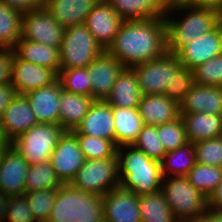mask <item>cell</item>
Wrapping results in <instances>:
<instances>
[{
  "label": "cell",
  "instance_id": "6da1fadb",
  "mask_svg": "<svg viewBox=\"0 0 222 222\" xmlns=\"http://www.w3.org/2000/svg\"><path fill=\"white\" fill-rule=\"evenodd\" d=\"M105 51L130 68L164 55L168 51L165 19L124 21Z\"/></svg>",
  "mask_w": 222,
  "mask_h": 222
},
{
  "label": "cell",
  "instance_id": "7a4b0ae2",
  "mask_svg": "<svg viewBox=\"0 0 222 222\" xmlns=\"http://www.w3.org/2000/svg\"><path fill=\"white\" fill-rule=\"evenodd\" d=\"M164 19L168 52L176 54L197 37L212 31L222 21V11L216 7L193 5L172 11Z\"/></svg>",
  "mask_w": 222,
  "mask_h": 222
},
{
  "label": "cell",
  "instance_id": "3957f363",
  "mask_svg": "<svg viewBox=\"0 0 222 222\" xmlns=\"http://www.w3.org/2000/svg\"><path fill=\"white\" fill-rule=\"evenodd\" d=\"M116 157L121 187L132 190L138 196L161 190V162L150 159L133 146L118 147Z\"/></svg>",
  "mask_w": 222,
  "mask_h": 222
},
{
  "label": "cell",
  "instance_id": "277c9868",
  "mask_svg": "<svg viewBox=\"0 0 222 222\" xmlns=\"http://www.w3.org/2000/svg\"><path fill=\"white\" fill-rule=\"evenodd\" d=\"M48 222H104L102 196L62 184Z\"/></svg>",
  "mask_w": 222,
  "mask_h": 222
},
{
  "label": "cell",
  "instance_id": "5b68a950",
  "mask_svg": "<svg viewBox=\"0 0 222 222\" xmlns=\"http://www.w3.org/2000/svg\"><path fill=\"white\" fill-rule=\"evenodd\" d=\"M161 192L180 222H195L208 209L207 198L189 183L186 176L163 177Z\"/></svg>",
  "mask_w": 222,
  "mask_h": 222
},
{
  "label": "cell",
  "instance_id": "8992f818",
  "mask_svg": "<svg viewBox=\"0 0 222 222\" xmlns=\"http://www.w3.org/2000/svg\"><path fill=\"white\" fill-rule=\"evenodd\" d=\"M104 51L84 24L65 28L59 49L60 69L88 67Z\"/></svg>",
  "mask_w": 222,
  "mask_h": 222
},
{
  "label": "cell",
  "instance_id": "52a82bcc",
  "mask_svg": "<svg viewBox=\"0 0 222 222\" xmlns=\"http://www.w3.org/2000/svg\"><path fill=\"white\" fill-rule=\"evenodd\" d=\"M65 130L59 124L38 123L11 144L30 164L50 160Z\"/></svg>",
  "mask_w": 222,
  "mask_h": 222
},
{
  "label": "cell",
  "instance_id": "ba28073f",
  "mask_svg": "<svg viewBox=\"0 0 222 222\" xmlns=\"http://www.w3.org/2000/svg\"><path fill=\"white\" fill-rule=\"evenodd\" d=\"M70 184L84 192L105 195L119 185L117 158L86 160Z\"/></svg>",
  "mask_w": 222,
  "mask_h": 222
},
{
  "label": "cell",
  "instance_id": "9c48e42d",
  "mask_svg": "<svg viewBox=\"0 0 222 222\" xmlns=\"http://www.w3.org/2000/svg\"><path fill=\"white\" fill-rule=\"evenodd\" d=\"M177 54L166 52L164 55L131 68L136 73L141 95L164 94L171 86L172 74L181 66Z\"/></svg>",
  "mask_w": 222,
  "mask_h": 222
},
{
  "label": "cell",
  "instance_id": "30bf717a",
  "mask_svg": "<svg viewBox=\"0 0 222 222\" xmlns=\"http://www.w3.org/2000/svg\"><path fill=\"white\" fill-rule=\"evenodd\" d=\"M64 31L45 7L23 14V39L60 49Z\"/></svg>",
  "mask_w": 222,
  "mask_h": 222
},
{
  "label": "cell",
  "instance_id": "8fae6325",
  "mask_svg": "<svg viewBox=\"0 0 222 222\" xmlns=\"http://www.w3.org/2000/svg\"><path fill=\"white\" fill-rule=\"evenodd\" d=\"M49 161L63 184H69L75 178L86 159L73 132H64Z\"/></svg>",
  "mask_w": 222,
  "mask_h": 222
},
{
  "label": "cell",
  "instance_id": "7c38bea8",
  "mask_svg": "<svg viewBox=\"0 0 222 222\" xmlns=\"http://www.w3.org/2000/svg\"><path fill=\"white\" fill-rule=\"evenodd\" d=\"M104 222H141L139 200L135 192L120 185L102 196Z\"/></svg>",
  "mask_w": 222,
  "mask_h": 222
},
{
  "label": "cell",
  "instance_id": "4fadbf2b",
  "mask_svg": "<svg viewBox=\"0 0 222 222\" xmlns=\"http://www.w3.org/2000/svg\"><path fill=\"white\" fill-rule=\"evenodd\" d=\"M176 54L181 64L190 70L222 54V21L209 33L183 46Z\"/></svg>",
  "mask_w": 222,
  "mask_h": 222
},
{
  "label": "cell",
  "instance_id": "5bb4252c",
  "mask_svg": "<svg viewBox=\"0 0 222 222\" xmlns=\"http://www.w3.org/2000/svg\"><path fill=\"white\" fill-rule=\"evenodd\" d=\"M124 68L125 66L119 60L106 51L97 56L87 67L91 81L92 98L105 101Z\"/></svg>",
  "mask_w": 222,
  "mask_h": 222
},
{
  "label": "cell",
  "instance_id": "9a60e30c",
  "mask_svg": "<svg viewBox=\"0 0 222 222\" xmlns=\"http://www.w3.org/2000/svg\"><path fill=\"white\" fill-rule=\"evenodd\" d=\"M58 79V75L51 69L32 64L20 59L15 53L11 85L20 95L38 88L51 85Z\"/></svg>",
  "mask_w": 222,
  "mask_h": 222
},
{
  "label": "cell",
  "instance_id": "2e32d148",
  "mask_svg": "<svg viewBox=\"0 0 222 222\" xmlns=\"http://www.w3.org/2000/svg\"><path fill=\"white\" fill-rule=\"evenodd\" d=\"M124 21L108 2H97L86 17L84 25L101 47L106 50Z\"/></svg>",
  "mask_w": 222,
  "mask_h": 222
},
{
  "label": "cell",
  "instance_id": "e0dca14e",
  "mask_svg": "<svg viewBox=\"0 0 222 222\" xmlns=\"http://www.w3.org/2000/svg\"><path fill=\"white\" fill-rule=\"evenodd\" d=\"M30 164L11 144L0 164V190L8 196L25 194L26 174Z\"/></svg>",
  "mask_w": 222,
  "mask_h": 222
},
{
  "label": "cell",
  "instance_id": "ac0fdd59",
  "mask_svg": "<svg viewBox=\"0 0 222 222\" xmlns=\"http://www.w3.org/2000/svg\"><path fill=\"white\" fill-rule=\"evenodd\" d=\"M75 135H88L115 143L112 107L103 100H95L81 124L72 131Z\"/></svg>",
  "mask_w": 222,
  "mask_h": 222
},
{
  "label": "cell",
  "instance_id": "d6986e66",
  "mask_svg": "<svg viewBox=\"0 0 222 222\" xmlns=\"http://www.w3.org/2000/svg\"><path fill=\"white\" fill-rule=\"evenodd\" d=\"M0 122L6 138L11 143L38 124L27 97L20 94H17L5 109Z\"/></svg>",
  "mask_w": 222,
  "mask_h": 222
},
{
  "label": "cell",
  "instance_id": "ffe728a7",
  "mask_svg": "<svg viewBox=\"0 0 222 222\" xmlns=\"http://www.w3.org/2000/svg\"><path fill=\"white\" fill-rule=\"evenodd\" d=\"M62 85L57 79L51 85L28 92L27 97L38 123L59 124Z\"/></svg>",
  "mask_w": 222,
  "mask_h": 222
},
{
  "label": "cell",
  "instance_id": "44dd1931",
  "mask_svg": "<svg viewBox=\"0 0 222 222\" xmlns=\"http://www.w3.org/2000/svg\"><path fill=\"white\" fill-rule=\"evenodd\" d=\"M137 108L147 126L163 125L180 116L179 104L164 94L142 95Z\"/></svg>",
  "mask_w": 222,
  "mask_h": 222
},
{
  "label": "cell",
  "instance_id": "7402d4cb",
  "mask_svg": "<svg viewBox=\"0 0 222 222\" xmlns=\"http://www.w3.org/2000/svg\"><path fill=\"white\" fill-rule=\"evenodd\" d=\"M179 106L180 114L208 113L222 115V86H205L194 83Z\"/></svg>",
  "mask_w": 222,
  "mask_h": 222
},
{
  "label": "cell",
  "instance_id": "603a6c76",
  "mask_svg": "<svg viewBox=\"0 0 222 222\" xmlns=\"http://www.w3.org/2000/svg\"><path fill=\"white\" fill-rule=\"evenodd\" d=\"M96 3L95 0H45L44 7L63 28H68L84 24Z\"/></svg>",
  "mask_w": 222,
  "mask_h": 222
},
{
  "label": "cell",
  "instance_id": "cb8c5ba5",
  "mask_svg": "<svg viewBox=\"0 0 222 222\" xmlns=\"http://www.w3.org/2000/svg\"><path fill=\"white\" fill-rule=\"evenodd\" d=\"M180 118L190 143L222 136V115L191 113L180 114Z\"/></svg>",
  "mask_w": 222,
  "mask_h": 222
},
{
  "label": "cell",
  "instance_id": "d4e9b609",
  "mask_svg": "<svg viewBox=\"0 0 222 222\" xmlns=\"http://www.w3.org/2000/svg\"><path fill=\"white\" fill-rule=\"evenodd\" d=\"M141 96L136 73L132 68L125 67L105 101L111 107L135 108L138 107Z\"/></svg>",
  "mask_w": 222,
  "mask_h": 222
},
{
  "label": "cell",
  "instance_id": "484cf974",
  "mask_svg": "<svg viewBox=\"0 0 222 222\" xmlns=\"http://www.w3.org/2000/svg\"><path fill=\"white\" fill-rule=\"evenodd\" d=\"M95 100L92 97L74 94L62 89L60 95L59 125L65 131H74Z\"/></svg>",
  "mask_w": 222,
  "mask_h": 222
},
{
  "label": "cell",
  "instance_id": "4316f807",
  "mask_svg": "<svg viewBox=\"0 0 222 222\" xmlns=\"http://www.w3.org/2000/svg\"><path fill=\"white\" fill-rule=\"evenodd\" d=\"M13 49L20 59L51 69L58 75L60 71L59 48L21 38Z\"/></svg>",
  "mask_w": 222,
  "mask_h": 222
},
{
  "label": "cell",
  "instance_id": "83f0119b",
  "mask_svg": "<svg viewBox=\"0 0 222 222\" xmlns=\"http://www.w3.org/2000/svg\"><path fill=\"white\" fill-rule=\"evenodd\" d=\"M115 144L120 146H132L144 126L139 115L138 108H118L112 107Z\"/></svg>",
  "mask_w": 222,
  "mask_h": 222
},
{
  "label": "cell",
  "instance_id": "f1b7e54d",
  "mask_svg": "<svg viewBox=\"0 0 222 222\" xmlns=\"http://www.w3.org/2000/svg\"><path fill=\"white\" fill-rule=\"evenodd\" d=\"M111 8L125 21L164 18L160 0H109Z\"/></svg>",
  "mask_w": 222,
  "mask_h": 222
},
{
  "label": "cell",
  "instance_id": "f546056e",
  "mask_svg": "<svg viewBox=\"0 0 222 222\" xmlns=\"http://www.w3.org/2000/svg\"><path fill=\"white\" fill-rule=\"evenodd\" d=\"M195 164L194 146L188 142L176 150L166 152L161 161L162 176H186Z\"/></svg>",
  "mask_w": 222,
  "mask_h": 222
},
{
  "label": "cell",
  "instance_id": "4dcf8cb0",
  "mask_svg": "<svg viewBox=\"0 0 222 222\" xmlns=\"http://www.w3.org/2000/svg\"><path fill=\"white\" fill-rule=\"evenodd\" d=\"M141 222H180L166 202L161 190L140 196Z\"/></svg>",
  "mask_w": 222,
  "mask_h": 222
},
{
  "label": "cell",
  "instance_id": "1f68e13d",
  "mask_svg": "<svg viewBox=\"0 0 222 222\" xmlns=\"http://www.w3.org/2000/svg\"><path fill=\"white\" fill-rule=\"evenodd\" d=\"M23 14L0 1V48L13 49L22 38Z\"/></svg>",
  "mask_w": 222,
  "mask_h": 222
},
{
  "label": "cell",
  "instance_id": "d6a6232c",
  "mask_svg": "<svg viewBox=\"0 0 222 222\" xmlns=\"http://www.w3.org/2000/svg\"><path fill=\"white\" fill-rule=\"evenodd\" d=\"M62 184L49 160L39 162L29 167L25 180V194L38 190L59 188Z\"/></svg>",
  "mask_w": 222,
  "mask_h": 222
},
{
  "label": "cell",
  "instance_id": "836d02e7",
  "mask_svg": "<svg viewBox=\"0 0 222 222\" xmlns=\"http://www.w3.org/2000/svg\"><path fill=\"white\" fill-rule=\"evenodd\" d=\"M186 177L188 178L189 183L208 198L222 180V167L196 163L187 173Z\"/></svg>",
  "mask_w": 222,
  "mask_h": 222
},
{
  "label": "cell",
  "instance_id": "e575fe53",
  "mask_svg": "<svg viewBox=\"0 0 222 222\" xmlns=\"http://www.w3.org/2000/svg\"><path fill=\"white\" fill-rule=\"evenodd\" d=\"M58 80L65 91L92 97L91 81L87 67L60 69Z\"/></svg>",
  "mask_w": 222,
  "mask_h": 222
},
{
  "label": "cell",
  "instance_id": "d590c367",
  "mask_svg": "<svg viewBox=\"0 0 222 222\" xmlns=\"http://www.w3.org/2000/svg\"><path fill=\"white\" fill-rule=\"evenodd\" d=\"M79 147L86 160L117 158V145L110 140H104L88 135H76Z\"/></svg>",
  "mask_w": 222,
  "mask_h": 222
},
{
  "label": "cell",
  "instance_id": "8d00e7d4",
  "mask_svg": "<svg viewBox=\"0 0 222 222\" xmlns=\"http://www.w3.org/2000/svg\"><path fill=\"white\" fill-rule=\"evenodd\" d=\"M137 150L144 152L150 159L161 162L166 151L158 137L157 126L144 125L137 140L132 145Z\"/></svg>",
  "mask_w": 222,
  "mask_h": 222
},
{
  "label": "cell",
  "instance_id": "74e56055",
  "mask_svg": "<svg viewBox=\"0 0 222 222\" xmlns=\"http://www.w3.org/2000/svg\"><path fill=\"white\" fill-rule=\"evenodd\" d=\"M25 195L36 221L48 222L52 207L55 204L57 188L33 191Z\"/></svg>",
  "mask_w": 222,
  "mask_h": 222
},
{
  "label": "cell",
  "instance_id": "f35d334b",
  "mask_svg": "<svg viewBox=\"0 0 222 222\" xmlns=\"http://www.w3.org/2000/svg\"><path fill=\"white\" fill-rule=\"evenodd\" d=\"M157 133L166 152L176 150L188 143L180 116L176 120L157 126Z\"/></svg>",
  "mask_w": 222,
  "mask_h": 222
},
{
  "label": "cell",
  "instance_id": "ab89813d",
  "mask_svg": "<svg viewBox=\"0 0 222 222\" xmlns=\"http://www.w3.org/2000/svg\"><path fill=\"white\" fill-rule=\"evenodd\" d=\"M195 83L193 71L181 65L172 74L171 86H168L164 95L180 104L190 92Z\"/></svg>",
  "mask_w": 222,
  "mask_h": 222
},
{
  "label": "cell",
  "instance_id": "60d3db41",
  "mask_svg": "<svg viewBox=\"0 0 222 222\" xmlns=\"http://www.w3.org/2000/svg\"><path fill=\"white\" fill-rule=\"evenodd\" d=\"M196 163L222 167V136L193 143Z\"/></svg>",
  "mask_w": 222,
  "mask_h": 222
},
{
  "label": "cell",
  "instance_id": "b9f144b4",
  "mask_svg": "<svg viewBox=\"0 0 222 222\" xmlns=\"http://www.w3.org/2000/svg\"><path fill=\"white\" fill-rule=\"evenodd\" d=\"M192 71L195 83L205 86H222V54L197 66Z\"/></svg>",
  "mask_w": 222,
  "mask_h": 222
},
{
  "label": "cell",
  "instance_id": "7bdbcfd3",
  "mask_svg": "<svg viewBox=\"0 0 222 222\" xmlns=\"http://www.w3.org/2000/svg\"><path fill=\"white\" fill-rule=\"evenodd\" d=\"M5 220L8 222H37L25 194L10 196Z\"/></svg>",
  "mask_w": 222,
  "mask_h": 222
},
{
  "label": "cell",
  "instance_id": "ee69618b",
  "mask_svg": "<svg viewBox=\"0 0 222 222\" xmlns=\"http://www.w3.org/2000/svg\"><path fill=\"white\" fill-rule=\"evenodd\" d=\"M14 49L0 48V85L11 83Z\"/></svg>",
  "mask_w": 222,
  "mask_h": 222
},
{
  "label": "cell",
  "instance_id": "f6af8a7d",
  "mask_svg": "<svg viewBox=\"0 0 222 222\" xmlns=\"http://www.w3.org/2000/svg\"><path fill=\"white\" fill-rule=\"evenodd\" d=\"M6 6L22 14L44 7V0H0Z\"/></svg>",
  "mask_w": 222,
  "mask_h": 222
},
{
  "label": "cell",
  "instance_id": "bcb514c9",
  "mask_svg": "<svg viewBox=\"0 0 222 222\" xmlns=\"http://www.w3.org/2000/svg\"><path fill=\"white\" fill-rule=\"evenodd\" d=\"M17 94L16 89L11 85V83L0 85V120L3 112L17 96Z\"/></svg>",
  "mask_w": 222,
  "mask_h": 222
},
{
  "label": "cell",
  "instance_id": "7dc6e473",
  "mask_svg": "<svg viewBox=\"0 0 222 222\" xmlns=\"http://www.w3.org/2000/svg\"><path fill=\"white\" fill-rule=\"evenodd\" d=\"M207 207L210 210L222 212V180L208 196Z\"/></svg>",
  "mask_w": 222,
  "mask_h": 222
},
{
  "label": "cell",
  "instance_id": "c3c4849f",
  "mask_svg": "<svg viewBox=\"0 0 222 222\" xmlns=\"http://www.w3.org/2000/svg\"><path fill=\"white\" fill-rule=\"evenodd\" d=\"M163 11L168 14L172 11L193 6V0H160Z\"/></svg>",
  "mask_w": 222,
  "mask_h": 222
},
{
  "label": "cell",
  "instance_id": "681fc988",
  "mask_svg": "<svg viewBox=\"0 0 222 222\" xmlns=\"http://www.w3.org/2000/svg\"><path fill=\"white\" fill-rule=\"evenodd\" d=\"M195 222H222V212L207 209Z\"/></svg>",
  "mask_w": 222,
  "mask_h": 222
},
{
  "label": "cell",
  "instance_id": "f907efd6",
  "mask_svg": "<svg viewBox=\"0 0 222 222\" xmlns=\"http://www.w3.org/2000/svg\"><path fill=\"white\" fill-rule=\"evenodd\" d=\"M10 196L0 190V222H6V212Z\"/></svg>",
  "mask_w": 222,
  "mask_h": 222
},
{
  "label": "cell",
  "instance_id": "816d5d0a",
  "mask_svg": "<svg viewBox=\"0 0 222 222\" xmlns=\"http://www.w3.org/2000/svg\"><path fill=\"white\" fill-rule=\"evenodd\" d=\"M193 5L216 7L222 11V0H193Z\"/></svg>",
  "mask_w": 222,
  "mask_h": 222
},
{
  "label": "cell",
  "instance_id": "f5cc1de1",
  "mask_svg": "<svg viewBox=\"0 0 222 222\" xmlns=\"http://www.w3.org/2000/svg\"><path fill=\"white\" fill-rule=\"evenodd\" d=\"M3 144H11V142H9V140L6 138L5 133L3 131L2 124L0 122V145H3Z\"/></svg>",
  "mask_w": 222,
  "mask_h": 222
},
{
  "label": "cell",
  "instance_id": "db71d44e",
  "mask_svg": "<svg viewBox=\"0 0 222 222\" xmlns=\"http://www.w3.org/2000/svg\"><path fill=\"white\" fill-rule=\"evenodd\" d=\"M11 144H3V145H0V164L2 162V159H3V156H4V153L5 151L7 150V148L10 146Z\"/></svg>",
  "mask_w": 222,
  "mask_h": 222
},
{
  "label": "cell",
  "instance_id": "11a10c76",
  "mask_svg": "<svg viewBox=\"0 0 222 222\" xmlns=\"http://www.w3.org/2000/svg\"><path fill=\"white\" fill-rule=\"evenodd\" d=\"M97 2H108L109 0H95Z\"/></svg>",
  "mask_w": 222,
  "mask_h": 222
}]
</instances>
